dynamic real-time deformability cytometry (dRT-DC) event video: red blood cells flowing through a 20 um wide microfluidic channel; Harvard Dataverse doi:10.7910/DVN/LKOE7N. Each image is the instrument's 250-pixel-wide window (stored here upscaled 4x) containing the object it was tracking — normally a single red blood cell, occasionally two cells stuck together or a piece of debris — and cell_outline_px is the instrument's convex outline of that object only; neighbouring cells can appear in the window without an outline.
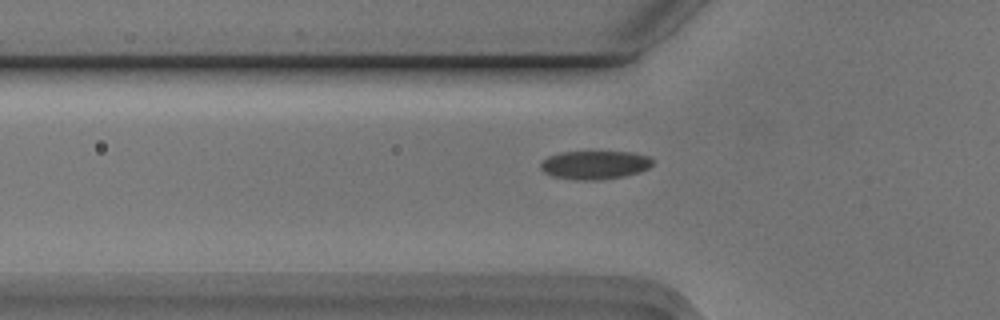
{"species": "Egyptian fruit bat (a non-hibernating species)", "species_latin": "Rousettus aegyptiacus", "temperature_condition": "cold", "stored_images_in_passage": 35, "camera_frame_rate_fps": 3000, "um_per_image_px": 0.085, "animal": {"sex": "male"}, "frame": {"image": 1, "passage_image": 4, "time_ms": 1.0, "image_size_px": [1000, 320], "cell_outline_px": [[652, 164], [648, 168], [640, 172], [624, 176], [600, 180], [576, 180], [552, 176], [544, 172], [540, 168], [540, 164], [548, 156], [560, 152], [632, 152], [648, 156], [652, 160]], "centroid_in_image_um": [50.54, 14.02], "position_along_channel_um": 75.3, "area_um2": 18.61}}
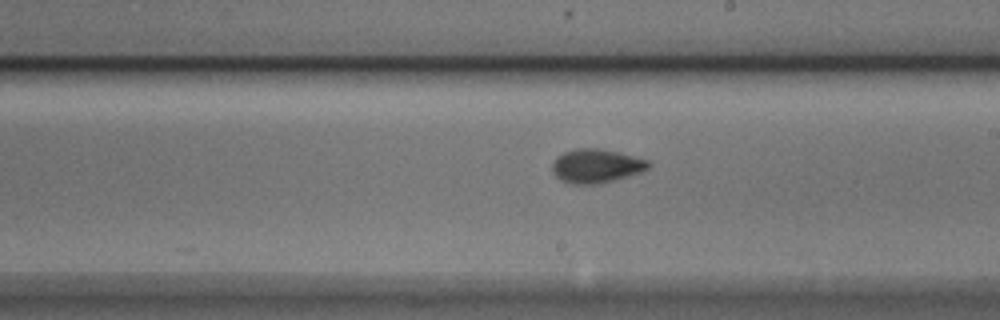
{"frame": {"image": 2, "passage_image": 17, "time_ms": 5.333, "image_size_px": [1000, 320], "cell_outline_px": [[652, 164], [648, 168], [640, 172], [628, 176], [600, 184], [572, 184], [560, 180], [552, 172], [552, 164], [556, 156], [564, 152], [576, 148], [600, 148], [648, 160]], "centroid_in_image_um": [50.65, 14.11], "position_along_channel_um": 238.4, "area_um2": 19.02}}
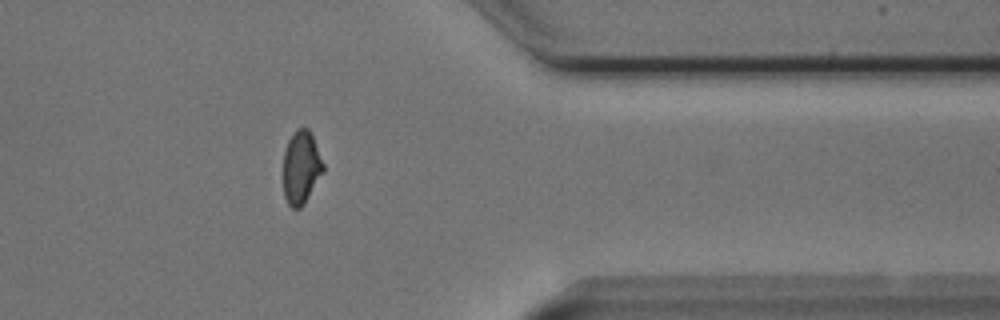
{"frame": {"image": 3, "passage_image": 30, "time_ms": 9.667, "image_size_px": [1000, 320], "cell_outline_px": [[324, 172], [304, 204], [300, 208], [292, 208], [288, 204], [284, 196], [284, 152], [288, 140], [292, 132], [296, 128], [308, 128], [312, 136], [324, 164]], "centroid_in_image_um": [25.6, 14.23], "position_along_channel_um": 385.8, "area_um2": 17.05}}